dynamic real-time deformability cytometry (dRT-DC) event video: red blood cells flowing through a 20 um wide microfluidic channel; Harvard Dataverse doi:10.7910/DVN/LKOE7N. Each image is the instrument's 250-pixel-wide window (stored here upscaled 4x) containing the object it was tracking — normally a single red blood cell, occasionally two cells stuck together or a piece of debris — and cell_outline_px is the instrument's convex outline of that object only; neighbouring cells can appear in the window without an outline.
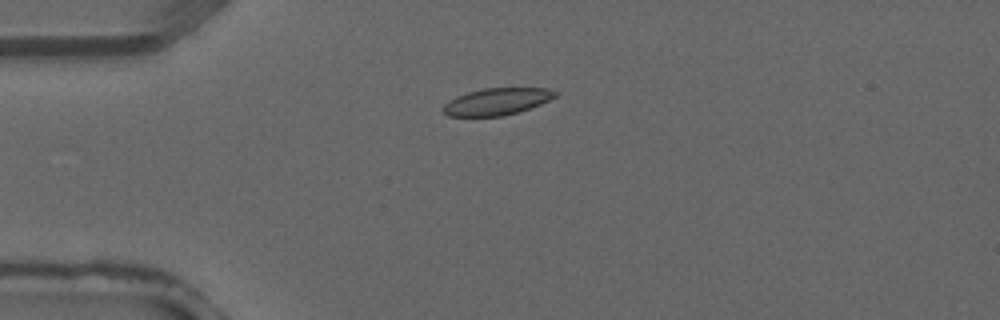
{"species": "common noctule bat (a hibernating species)", "species_latin": "Nyctalus noctula", "temperature_condition": "warm", "stored_images_in_passage": 30, "camera_frame_rate_fps": 3000, "um_per_image_px": 0.085, "animal": {"sex": "male", "forearm_length_mm": 52.5}, "frame": {"image": 1, "passage_image": 1, "time_ms": 0.0, "image_size_px": [1000, 320], "cell_outline_px": [[560, 92], [556, 96], [540, 104], [504, 116], [448, 116], [444, 112], [444, 104], [448, 100], [456, 96], [468, 92], [484, 88], [548, 88]], "centroid_in_image_um": [42.24, 8.62], "position_along_channel_um": 42.8, "area_um2": 17.46}}
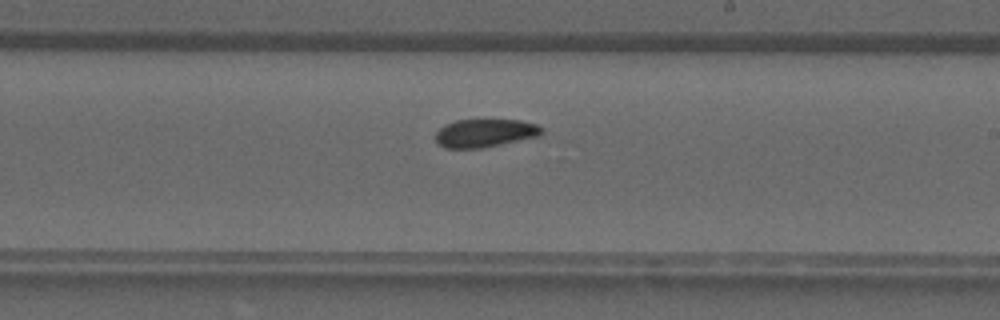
{"frame": {"image": 2, "passage_image": 14, "time_ms": 4.333, "image_size_px": [1000, 320], "cell_outline_px": [[544, 132], [540, 136], [480, 148], [444, 148], [436, 144], [436, 132], [444, 124], [456, 120], [484, 116], [520, 120], [536, 124], [544, 128]], "centroid_in_image_um": [41.22, 11.25], "position_along_channel_um": 247.8, "area_um2": 18.44}}
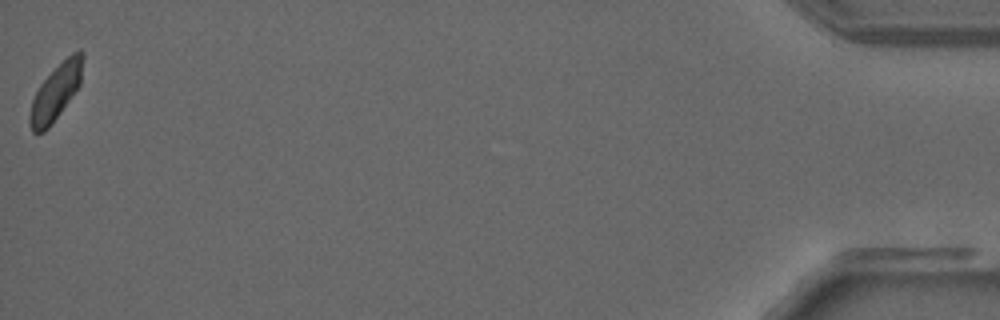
{"frame": {"image": 3, "passage_image": 30, "time_ms": 9.667, "image_size_px": [1000, 320], "cell_outline_px": [[84, 56], [80, 84], [52, 124], [44, 132], [32, 132], [28, 120], [28, 116], [32, 100], [40, 84], [72, 52], [80, 48], [84, 52]], "centroid_in_image_um": [4.74, 7.83], "position_along_channel_um": 430.5, "area_um2": 17.05}}